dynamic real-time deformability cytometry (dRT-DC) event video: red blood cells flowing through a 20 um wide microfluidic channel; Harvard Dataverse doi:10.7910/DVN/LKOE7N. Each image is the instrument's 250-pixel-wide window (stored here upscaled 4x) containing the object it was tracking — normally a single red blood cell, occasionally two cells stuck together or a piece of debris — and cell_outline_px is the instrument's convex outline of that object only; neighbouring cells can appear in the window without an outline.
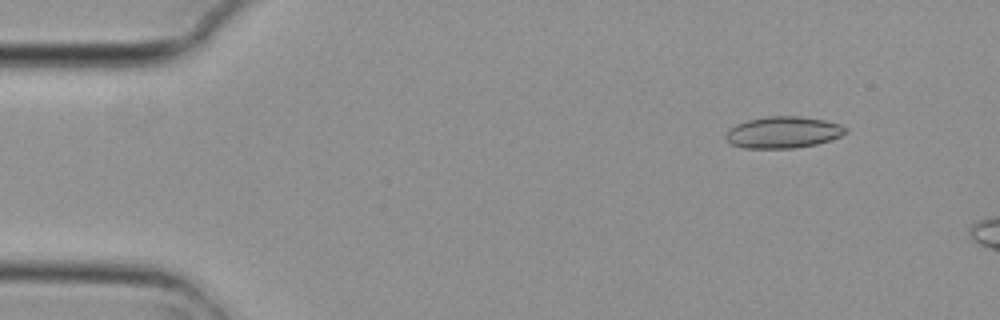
{"species": "common noctule bat (a hibernating species)", "species_latin": "Nyctalus noctula", "temperature_condition": "cold", "stored_images_in_passage": 4, "camera_frame_rate_fps": 3000, "um_per_image_px": 0.085, "animal": {"sex": "female", "body_mass_g": 29.2, "forearm_length_mm": 56.3}, "frame": {"image": 1, "passage_image": 2, "time_ms": 0.333, "image_size_px": [1000, 320], "cell_outline_px": [[848, 132], [840, 136], [816, 144], [796, 148], [744, 148], [732, 144], [724, 136], [728, 128], [736, 124], [748, 120], [768, 116], [800, 116], [824, 120], [840, 124], [848, 128]], "centroid_in_image_um": [66.56, 11.24], "position_along_channel_um": 18.4, "area_um2": 22.08}}